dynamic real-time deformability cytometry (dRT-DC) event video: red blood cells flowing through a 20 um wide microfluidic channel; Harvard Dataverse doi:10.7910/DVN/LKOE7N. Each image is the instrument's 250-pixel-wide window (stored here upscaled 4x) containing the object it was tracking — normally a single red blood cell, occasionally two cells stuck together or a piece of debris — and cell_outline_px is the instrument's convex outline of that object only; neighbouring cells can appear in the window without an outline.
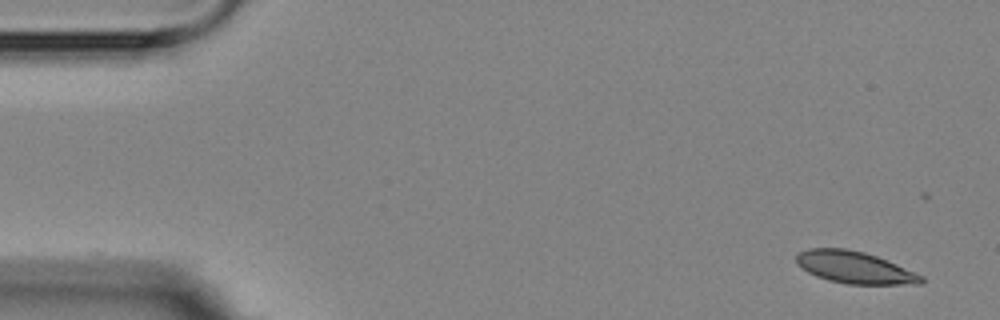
{"species": "Egyptian fruit bat (a non-hibernating species)", "species_latin": "Rousettus aegyptiacus", "temperature_condition": "room temperature", "stored_images_in_passage": 10, "camera_frame_rate_fps": 3000, "um_per_image_px": 0.085, "animal": {"sex": "female"}, "frame": {"image": 1, "passage_image": 1, "time_ms": 0.0, "image_size_px": [1000, 320], "cell_outline_px": [[924, 284], [848, 284], [828, 280], [816, 276], [808, 272], [796, 264], [796, 256], [800, 252], [808, 248], [844, 248], [864, 252], [876, 256], [896, 264], [924, 276]], "centroid_in_image_um": [72.64, 22.73], "position_along_channel_um": 12.4, "area_um2": 23.24}}
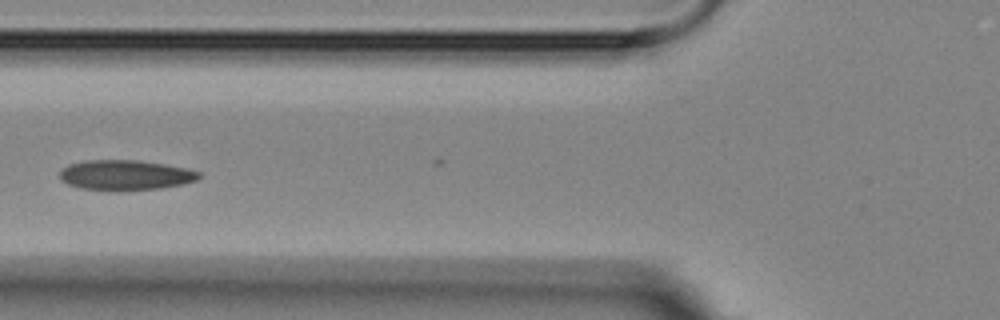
{"frame": {"image": 2, "passage_image": 6, "time_ms": 6.0, "image_size_px": [1000, 320], "cell_outline_px": [[200, 176], [196, 180], [180, 184], [160, 188], [80, 188], [68, 184], [60, 180], [60, 168], [68, 164], [84, 160], [136, 160], [164, 164], [184, 168], [200, 172]], "centroid_in_image_um": [10.6, 14.83], "position_along_channel_um": 115.2, "area_um2": 23.52}}
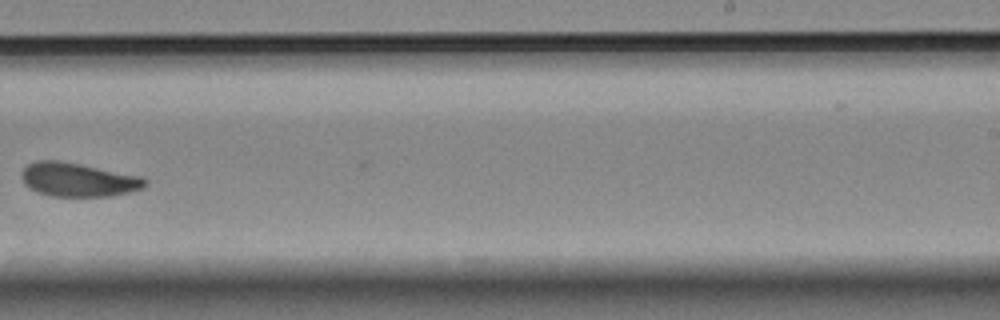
{"frame": {"image": 3, "passage_image": 10, "time_ms": 10.667, "image_size_px": [1000, 320], "cell_outline_px": [[148, 184], [144, 188], [112, 196], [52, 196], [36, 192], [28, 188], [24, 184], [20, 176], [20, 172], [28, 164], [36, 160], [60, 160], [140, 176], [148, 180]], "centroid_in_image_um": [6.61, 15.27], "position_along_channel_um": 282.4, "area_um2": 24.51}}